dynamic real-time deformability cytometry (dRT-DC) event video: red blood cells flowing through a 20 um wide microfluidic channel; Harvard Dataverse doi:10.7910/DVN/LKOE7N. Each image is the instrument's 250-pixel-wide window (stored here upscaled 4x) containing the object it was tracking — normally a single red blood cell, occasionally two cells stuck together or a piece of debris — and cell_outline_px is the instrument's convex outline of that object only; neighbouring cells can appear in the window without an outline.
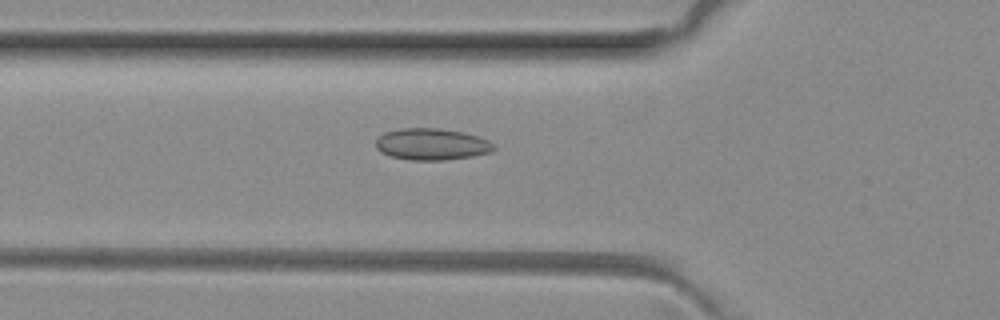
{"species": "common noctule bat (a hibernating species)", "species_latin": "Nyctalus noctula", "temperature_condition": "room temperature", "stored_images_in_passage": 47, "camera_frame_rate_fps": 3000, "um_per_image_px": 0.085, "animal": {"sex": "female", "body_mass_g": 29.2, "forearm_length_mm": 56.3}, "frame": {"image": 1, "passage_image": 14, "time_ms": 4.333, "image_size_px": [1000, 320], "cell_outline_px": [[496, 148], [492, 152], [472, 156], [444, 160], [408, 160], [388, 156], [380, 152], [376, 148], [376, 140], [384, 132], [400, 128], [440, 128], [464, 132], [488, 140]], "centroid_in_image_um": [36.66, 12.26], "position_along_channel_um": 89.1, "area_um2": 21.91}}
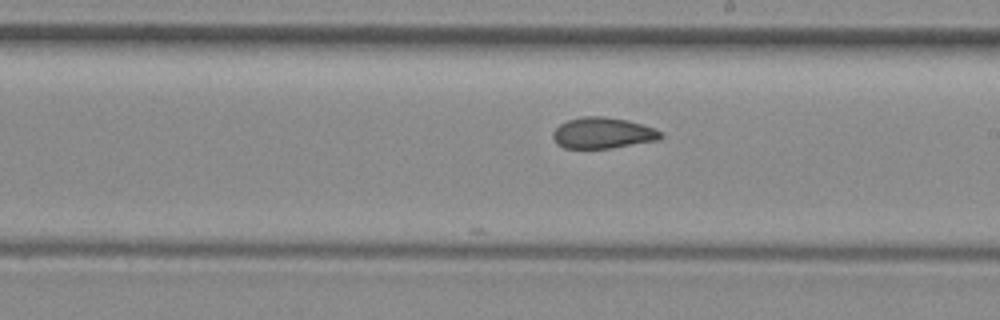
{"frame": {"image": 2, "passage_image": 25, "time_ms": 8.0, "image_size_px": [1000, 320], "cell_outline_px": [[664, 136], [660, 140], [612, 148], [564, 148], [556, 144], [552, 136], [552, 132], [560, 124], [568, 120], [584, 116], [604, 116], [628, 120], [656, 128], [664, 132]], "centroid_in_image_um": [51.28, 11.3], "position_along_channel_um": 237.7, "area_um2": 19.83}}
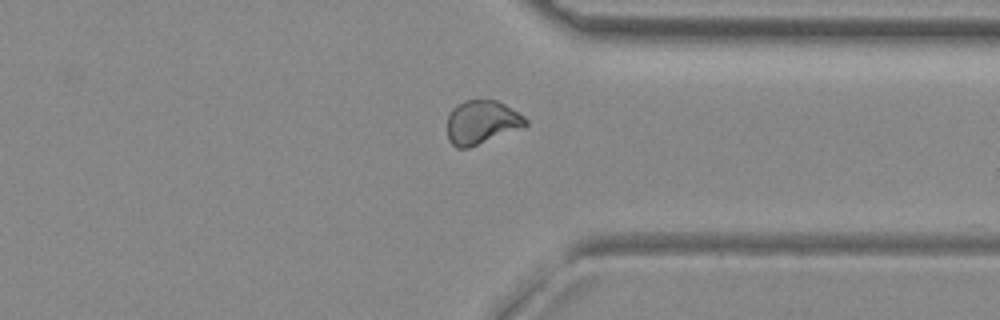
{"frame": {"image": 3, "passage_image": 35, "time_ms": 11.333, "image_size_px": [1000, 320], "cell_outline_px": [[528, 124], [524, 128], [468, 148], [456, 148], [448, 140], [448, 116], [452, 108], [456, 104], [464, 100], [496, 100], [504, 104], [524, 116], [528, 120]], "centroid_in_image_um": [40.95, 10.4], "position_along_channel_um": 370.4, "area_um2": 20.11}, "authors_computed_cell_mechanics": {"area_um2": 20.1722, "velocity_mm_per_s": 4.0479, "shape_relaxation_time_tau1_ms": null, "shape_relaxation_time_tau2_ms": 2.7261, "deformation_change_tau1": null, "deformation_change_tau2": 0.0696}}